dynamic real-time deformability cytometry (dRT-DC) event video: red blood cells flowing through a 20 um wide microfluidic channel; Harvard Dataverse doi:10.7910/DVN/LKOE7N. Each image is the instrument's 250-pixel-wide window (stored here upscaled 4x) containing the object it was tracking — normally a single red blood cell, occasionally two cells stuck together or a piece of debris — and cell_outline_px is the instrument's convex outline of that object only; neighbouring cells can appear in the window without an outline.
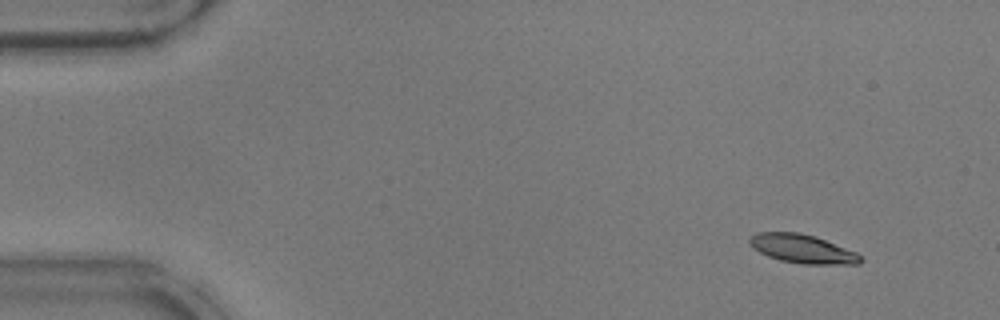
{"species": "common noctule bat (a hibernating species)", "species_latin": "Nyctalus noctula", "temperature_condition": "warm", "stored_images_in_passage": 16, "camera_frame_rate_fps": 3000, "um_per_image_px": 0.085, "animal": {"sex": "male", "body_mass_g": 17.9}, "frame": {"image": 1, "passage_image": 5, "time_ms": 1.333, "image_size_px": [1000, 320], "cell_outline_px": [[864, 260], [860, 264], [804, 264], [780, 260], [768, 256], [752, 248], [748, 240], [756, 232], [796, 232], [816, 236], [856, 252]], "centroid_in_image_um": [68.21, 21.15], "position_along_channel_um": 16.8, "area_um2": 18.55}}